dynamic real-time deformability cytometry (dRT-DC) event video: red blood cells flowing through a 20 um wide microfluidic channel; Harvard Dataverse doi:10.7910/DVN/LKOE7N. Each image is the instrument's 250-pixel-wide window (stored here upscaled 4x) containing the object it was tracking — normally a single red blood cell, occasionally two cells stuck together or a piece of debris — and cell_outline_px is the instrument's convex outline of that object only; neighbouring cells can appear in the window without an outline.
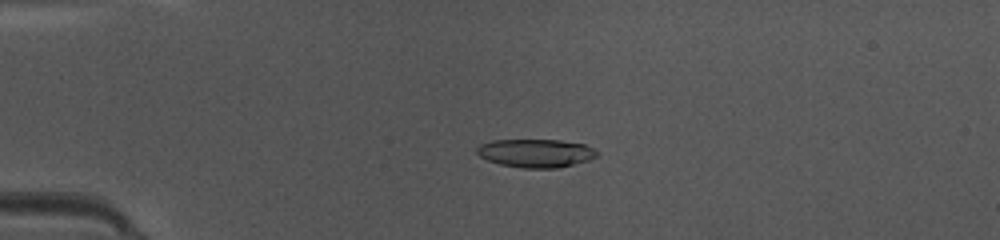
{"species": "common noctule bat (a hibernating species)", "species_latin": "Nyctalus noctula", "temperature_condition": "warm", "stored_images_in_passage": 48, "camera_frame_rate_fps": 3000, "um_per_image_px": 0.085, "animal": {"sex": "female", "body_mass_g": 10.0, "forearm_length_mm": 53.1}, "frame": {"image": 1, "passage_image": 12, "time_ms": 3.667, "image_size_px": [1000, 240], "cell_outline_px": [[596, 156], [588, 160], [560, 168], [520, 168], [500, 164], [488, 160], [480, 156], [476, 152], [476, 148], [480, 144], [492, 140], [560, 140], [584, 144], [592, 148], [596, 152]], "centroid_in_image_um": [45.51, 13.02], "position_along_channel_um": 39.5, "area_um2": 19.77}}
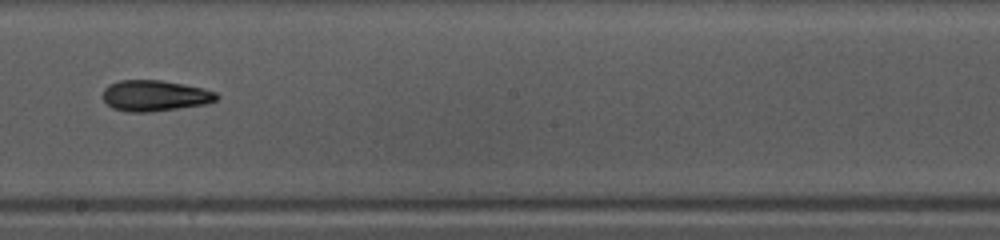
{"frame": {"image": 2, "passage_image": 28, "time_ms": 9.0, "image_size_px": [1000, 240], "cell_outline_px": [[220, 96], [216, 100], [204, 104], [148, 112], [128, 112], [112, 108], [104, 100], [104, 88], [108, 84], [120, 80], [160, 80], [184, 84], [204, 88], [216, 92]], "centroid_in_image_um": [13.16, 8.12], "position_along_channel_um": 235.0, "area_um2": 20.4}}
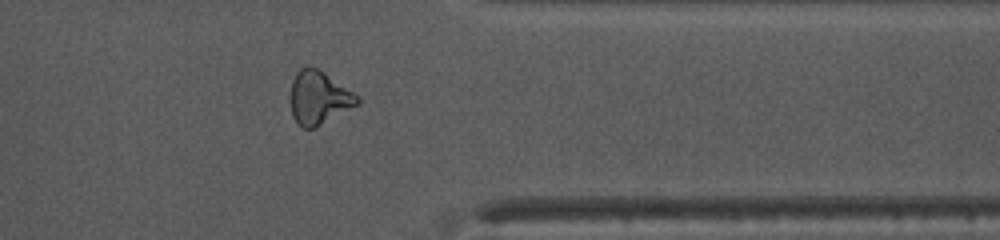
{"frame": {"image": 3, "passage_image": 39, "time_ms": 12.667, "image_size_px": [1000, 240], "cell_outline_px": [[360, 104], [316, 128], [304, 128], [292, 116], [288, 100], [292, 80], [296, 72], [300, 68], [308, 64], [324, 72], [360, 96]], "centroid_in_image_um": [27.09, 8.3], "position_along_channel_um": 384.3, "area_um2": 21.33}, "authors_computed_cell_mechanics": {"area_um2": 20.3745, "velocity_mm_per_s": 4.2341, "shape_relaxation_time_tau1_ms": 8.6216, "shape_relaxation_time_tau2_ms": 3.0511, "deformation_change_tau1": 0.1973, "deformation_change_tau2": 0.1163}}